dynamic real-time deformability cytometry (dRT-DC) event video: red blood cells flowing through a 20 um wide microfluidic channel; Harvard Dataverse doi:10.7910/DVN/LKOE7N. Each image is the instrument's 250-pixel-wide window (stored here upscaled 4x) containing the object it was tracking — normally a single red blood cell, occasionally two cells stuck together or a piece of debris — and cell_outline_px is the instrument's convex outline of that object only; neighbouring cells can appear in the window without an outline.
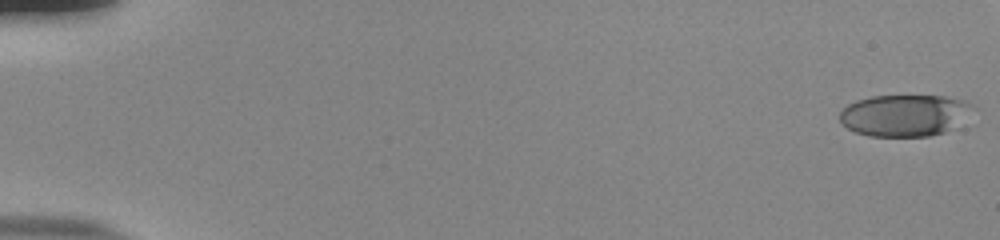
{"species": "human", "species_latin": "Homo sapiens", "temperature_condition": "room temperature", "stored_images_in_passage": 50, "camera_frame_rate_fps": 3000, "um_per_image_px": 0.085, "donor": {"sex": "male"}, "frame": {"image": 1, "passage_image": 1, "time_ms": 0.0, "image_size_px": [1000, 240], "cell_outline_px": [[976, 108], [956, 128], [944, 132], [928, 136], [868, 136], [856, 132], [848, 128], [840, 120], [840, 112], [848, 104], [856, 100], [872, 96], [944, 96], [964, 100], [976, 104]], "centroid_in_image_um": [76.96, 9.8], "position_along_channel_um": 8.0, "area_um2": 32.66}}
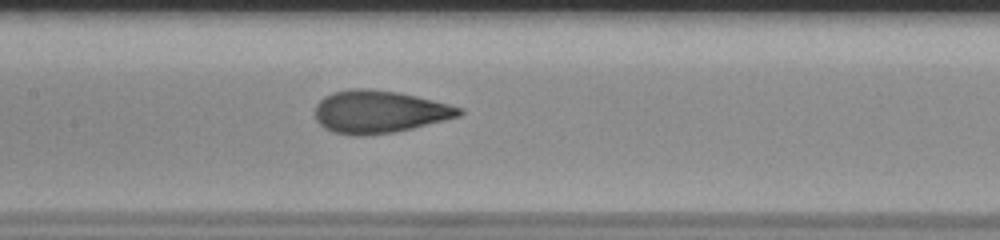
{"frame": {"image": 2, "passage_image": 28, "time_ms": 9.0, "image_size_px": [1000, 240], "cell_outline_px": [[464, 112], [460, 116], [396, 132], [364, 136], [352, 136], [332, 132], [324, 128], [316, 120], [316, 104], [324, 96], [332, 92], [352, 88], [368, 88], [396, 92], [416, 96], [464, 108]], "centroid_in_image_um": [32.21, 9.51], "position_along_channel_um": 175.2, "area_um2": 35.89}}
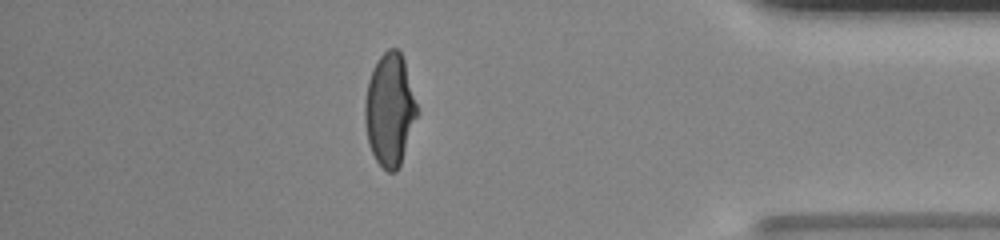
{"frame": {"image": 3, "passage_image": 48, "time_ms": 15.667, "image_size_px": [1000, 240], "cell_outline_px": [[420, 112], [400, 164], [396, 172], [388, 172], [376, 160], [368, 144], [364, 120], [364, 100], [368, 80], [380, 56], [388, 48], [396, 48], [400, 52], [404, 60]], "centroid_in_image_um": [33.14, 9.34], "position_along_channel_um": 402.1, "area_um2": 34.45}}